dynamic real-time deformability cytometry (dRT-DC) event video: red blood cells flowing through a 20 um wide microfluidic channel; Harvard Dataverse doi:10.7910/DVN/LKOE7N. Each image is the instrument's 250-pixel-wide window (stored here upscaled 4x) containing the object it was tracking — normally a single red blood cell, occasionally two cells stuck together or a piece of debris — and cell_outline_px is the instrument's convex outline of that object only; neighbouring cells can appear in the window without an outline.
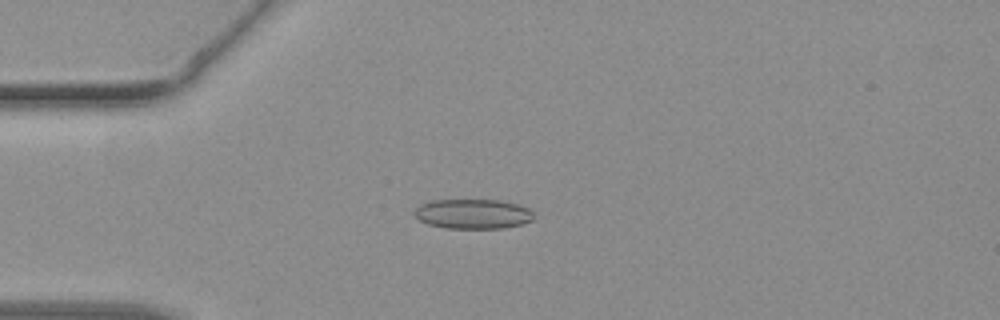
{"species": "common noctule bat (a hibernating species)", "species_latin": "Nyctalus noctula", "temperature_condition": "warm", "stored_images_in_passage": 41, "camera_frame_rate_fps": 3000, "um_per_image_px": 0.085, "animal": {"sex": "female", "body_mass_g": 19.3, "forearm_length_mm": 54.1}, "frame": {"image": 1, "passage_image": 8, "time_ms": 2.333, "image_size_px": [1000, 320], "cell_outline_px": [[536, 216], [532, 220], [520, 224], [504, 228], [444, 228], [428, 224], [420, 220], [412, 212], [420, 204], [432, 200], [500, 200], [516, 204], [528, 208]], "centroid_in_image_um": [40.19, 18.18], "position_along_channel_um": 44.8, "area_um2": 20.69}}
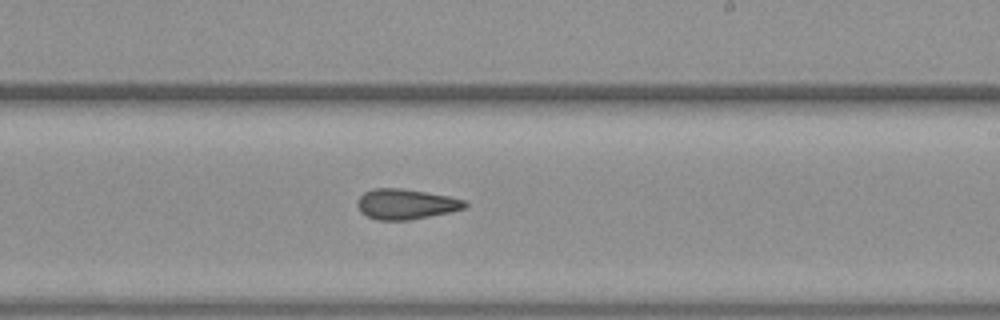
{"frame": {"image": 2, "passage_image": 23, "time_ms": 7.333, "image_size_px": [1000, 320], "cell_outline_px": [[468, 204], [464, 208], [452, 212], [408, 220], [376, 220], [360, 212], [356, 204], [360, 196], [364, 192], [376, 188], [400, 188], [448, 196], [464, 200]], "centroid_in_image_um": [34.48, 17.35], "position_along_channel_um": 254.5, "area_um2": 18.9}}
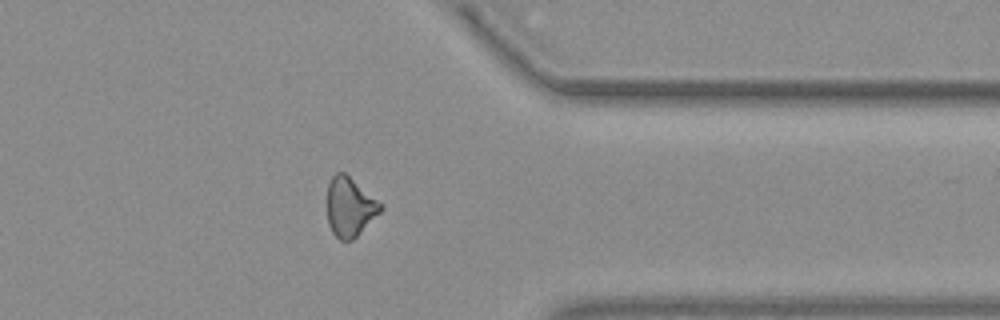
{"frame": {"image": 3, "passage_image": 32, "time_ms": 10.333, "image_size_px": [1000, 320], "cell_outline_px": [[384, 208], [352, 240], [340, 240], [332, 232], [328, 224], [328, 184], [332, 176], [336, 172], [344, 172], [384, 204]], "centroid_in_image_um": [29.75, 17.57], "position_along_channel_um": 381.7, "area_um2": 18.32}}